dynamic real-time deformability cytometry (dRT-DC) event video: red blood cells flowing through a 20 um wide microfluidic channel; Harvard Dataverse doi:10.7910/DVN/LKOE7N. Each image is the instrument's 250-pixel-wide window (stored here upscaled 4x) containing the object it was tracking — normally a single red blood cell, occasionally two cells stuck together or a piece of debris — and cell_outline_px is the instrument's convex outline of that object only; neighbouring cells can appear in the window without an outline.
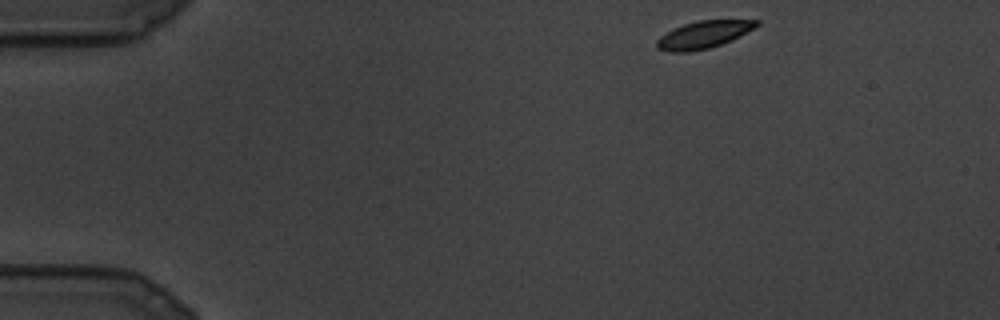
{"species": "common noctule bat (a hibernating species)", "species_latin": "Nyctalus noctula", "temperature_condition": "cold", "stored_images_in_passage": 9, "camera_frame_rate_fps": 3000, "um_per_image_px": 0.085, "animal": {"sex": "male", "body_mass_g": 19.5, "forearm_length_mm": 54.6}, "frame": {"image": 1, "passage_image": 1, "time_ms": 0.0, "image_size_px": [1000, 320], "cell_outline_px": [[760, 24], [720, 44], [708, 48], [688, 52], [668, 52], [656, 48], [656, 40], [660, 36], [684, 24], [696, 20], [760, 20]], "centroid_in_image_um": [59.72, 2.94], "position_along_channel_um": 25.3, "area_um2": 15.43}}
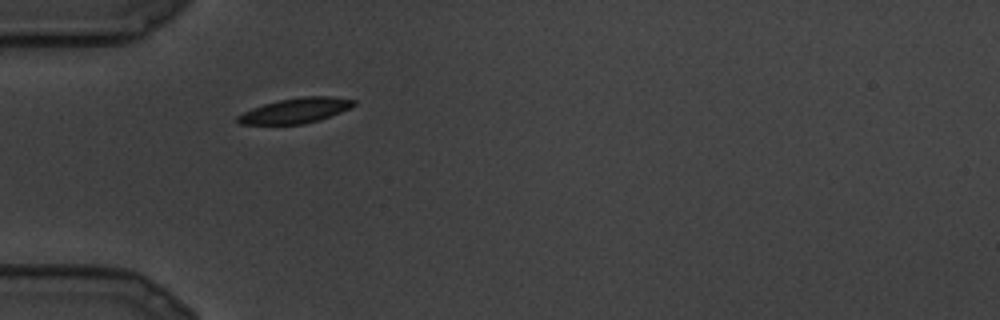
{"frame": {"image": 2, "passage_image": 6, "time_ms": 1.667, "image_size_px": [1000, 320], "cell_outline_px": [[356, 104], [340, 112], [320, 120], [304, 124], [240, 124], [236, 120], [236, 116], [252, 108], [264, 104], [280, 100], [304, 96], [332, 96], [356, 100]], "centroid_in_image_um": [25.13, 9.4], "position_along_channel_um": 59.9, "area_um2": 16.88}}
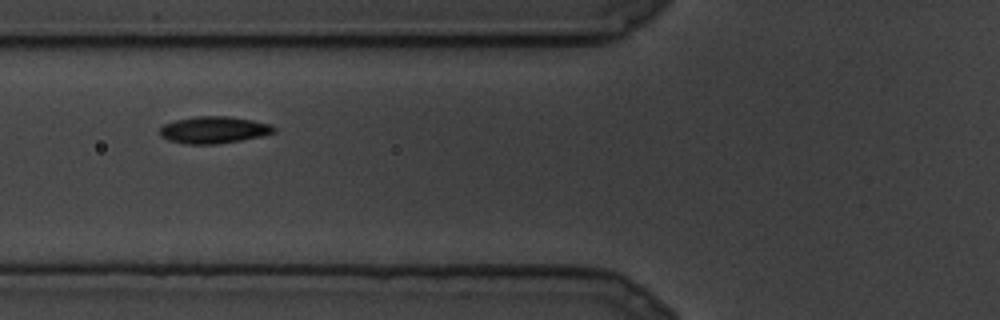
{"frame": {"image": 3, "passage_image": 8, "time_ms": 2.333, "image_size_px": [1000, 320], "cell_outline_px": [[276, 132], [260, 136], [240, 140], [216, 144], [188, 144], [168, 140], [160, 136], [160, 128], [164, 124], [176, 120], [196, 116], [228, 116], [252, 120], [272, 124], [276, 128]], "centroid_in_image_um": [18.18, 11.03], "position_along_channel_um": 107.6, "area_um2": 17.86}}